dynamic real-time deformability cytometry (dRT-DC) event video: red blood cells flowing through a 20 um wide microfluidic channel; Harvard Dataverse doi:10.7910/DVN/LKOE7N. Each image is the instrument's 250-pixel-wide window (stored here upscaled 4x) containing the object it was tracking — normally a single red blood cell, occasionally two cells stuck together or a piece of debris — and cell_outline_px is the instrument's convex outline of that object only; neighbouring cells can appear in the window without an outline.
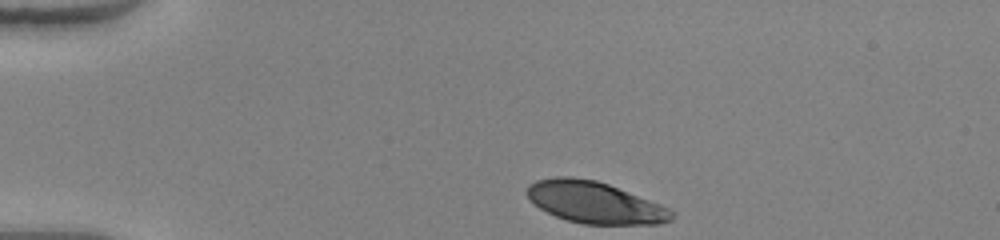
{"species": "human", "species_latin": "Homo sapiens", "temperature_condition": "warm", "stored_images_in_passage": 33, "camera_frame_rate_fps": 3000, "um_per_image_px": 0.085, "donor": {"sex": "female"}, "frame": {"image": 1, "passage_image": 1, "time_ms": 0.0, "image_size_px": [1000, 240], "cell_outline_px": [[676, 216], [672, 220], [660, 224], [584, 224], [568, 220], [556, 216], [540, 208], [528, 200], [524, 192], [528, 184], [536, 180], [556, 176], [572, 176], [596, 180], [608, 184], [660, 204], [676, 212]], "centroid_in_image_um": [50.53, 17.2], "position_along_channel_um": 34.5, "area_um2": 35.37}}
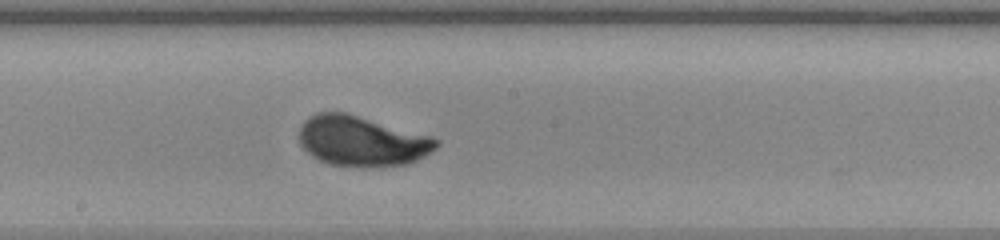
{"frame": {"image": 2, "passage_image": 19, "time_ms": 6.0, "image_size_px": [1000, 240], "cell_outline_px": [[440, 144], [432, 152], [408, 164], [364, 168], [332, 164], [320, 160], [312, 156], [300, 144], [296, 136], [300, 124], [308, 116], [316, 112], [348, 112], [432, 136], [440, 140]], "centroid_in_image_um": [30.74, 11.98], "position_along_channel_um": 217.5, "area_um2": 40.92}}
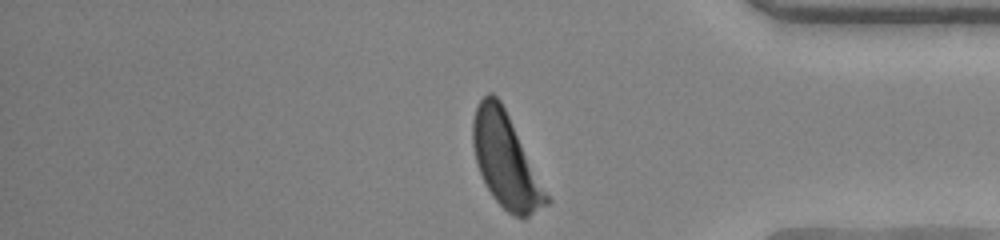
{"frame": {"image": 3, "passage_image": 33, "time_ms": 10.667, "image_size_px": [1000, 240], "cell_outline_px": [[552, 200], [548, 204], [524, 220], [508, 212], [492, 196], [476, 164], [472, 144], [472, 120], [476, 108], [480, 100], [488, 92], [492, 92], [500, 100]], "centroid_in_image_um": [42.99, 13.66], "position_along_channel_um": 392.2, "area_um2": 40.0}, "authors_computed_cell_mechanics": {"area_um2": 38.3792, "velocity_mm_per_s": 4.0747, "shape_relaxation_time_tau1_ms": 3.147, "shape_relaxation_time_tau2_ms": null, "deformation_change_tau1": 0.1868, "deformation_change_tau2": null}}